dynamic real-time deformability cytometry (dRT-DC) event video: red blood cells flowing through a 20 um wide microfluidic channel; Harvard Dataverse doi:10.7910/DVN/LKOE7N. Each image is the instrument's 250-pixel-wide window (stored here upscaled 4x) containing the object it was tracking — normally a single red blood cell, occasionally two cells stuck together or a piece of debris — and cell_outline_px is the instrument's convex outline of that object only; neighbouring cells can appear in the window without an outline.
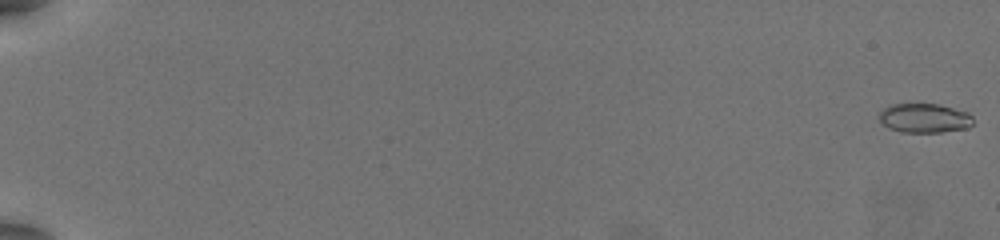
{"species": "common noctule bat (a hibernating species)", "species_latin": "Nyctalus noctula", "temperature_condition": "warm", "stored_images_in_passage": 58, "camera_frame_rate_fps": 3000, "um_per_image_px": 0.085, "animal": {"sex": "female", "body_mass_g": 19.5, "forearm_length_mm": 54.1}, "frame": {"image": 1, "passage_image": 1, "time_ms": 0.0, "image_size_px": [1000, 240], "cell_outline_px": [[972, 124], [968, 128], [940, 132], [900, 132], [888, 128], [880, 120], [880, 112], [888, 104], [940, 104], [968, 112], [972, 116]], "centroid_in_image_um": [78.58, 10.03], "position_along_channel_um": 6.4, "area_um2": 16.07}}
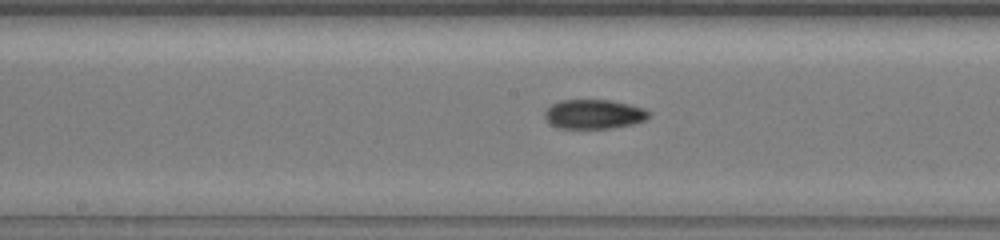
{"frame": {"image": 2, "passage_image": 34, "time_ms": 11.0, "image_size_px": [1000, 240], "cell_outline_px": [[652, 112], [644, 120], [632, 124], [612, 128], [556, 128], [548, 124], [544, 116], [544, 112], [552, 104], [560, 100], [608, 100], [628, 104], [644, 108]], "centroid_in_image_um": [50.45, 9.71], "position_along_channel_um": 197.8, "area_um2": 17.86}}
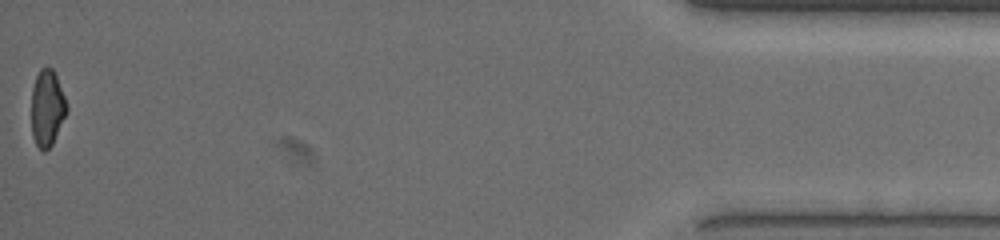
{"frame": {"image": 3, "passage_image": 58, "time_ms": 19.0, "image_size_px": [1000, 240], "cell_outline_px": [[68, 112], [52, 144], [44, 152], [36, 144], [32, 136], [32, 88], [36, 76], [40, 68], [52, 68], [56, 76], [64, 96], [68, 108]], "centroid_in_image_um": [4.01, 9.2], "position_along_channel_um": 431.2, "area_um2": 15.61}, "authors_computed_cell_mechanics": {"area_um2": 16.473, "velocity_mm_per_s": 3.8994, "shape_relaxation_time_tau1_ms": 6.5541, "shape_relaxation_time_tau2_ms": 5.2316, "deformation_change_tau1": 0.1911, "deformation_change_tau2": 0.1062}}